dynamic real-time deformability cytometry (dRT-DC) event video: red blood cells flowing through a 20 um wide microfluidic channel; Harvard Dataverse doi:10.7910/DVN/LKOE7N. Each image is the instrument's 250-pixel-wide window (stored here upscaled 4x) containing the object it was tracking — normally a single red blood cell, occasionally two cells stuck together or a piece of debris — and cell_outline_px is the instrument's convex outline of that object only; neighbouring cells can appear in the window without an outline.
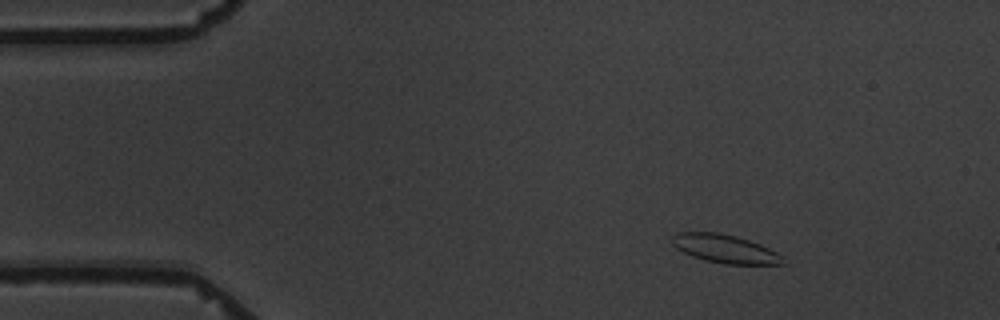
{"species": "common noctule bat (a hibernating species)", "species_latin": "Nyctalus noctula", "temperature_condition": "warm", "stored_images_in_passage": 8, "camera_frame_rate_fps": 3000, "um_per_image_px": 0.085, "animal": {"sex": "male", "body_mass_g": 19.5, "forearm_length_mm": 54.6}, "frame": {"image": 1, "passage_image": 1, "time_ms": 0.0, "image_size_px": [1000, 320], "cell_outline_px": [[784, 264], [724, 264], [704, 260], [692, 256], [676, 248], [672, 244], [672, 236], [676, 232], [716, 232], [736, 236], [760, 244], [784, 256]], "centroid_in_image_um": [61.61, 21.14], "position_along_channel_um": 23.4, "area_um2": 18.32}}
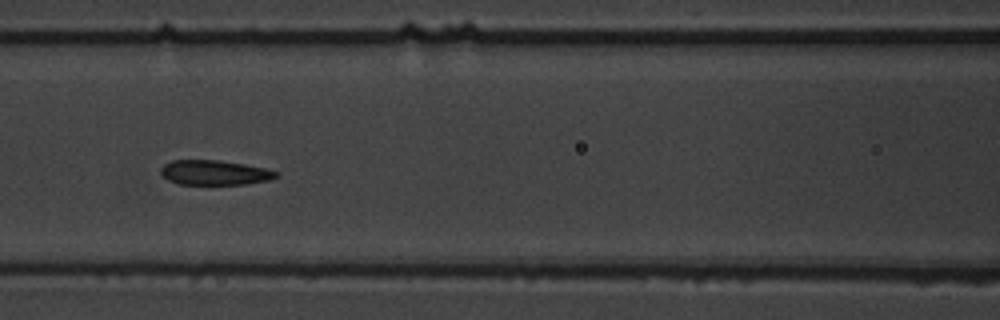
{"frame": {"image": 2, "passage_image": 6, "time_ms": 5.667, "image_size_px": [1000, 320], "cell_outline_px": [[280, 176], [268, 180], [248, 184], [180, 184], [168, 180], [160, 172], [160, 168], [164, 164], [172, 160], [220, 160], [244, 164], [264, 168], [280, 172]], "centroid_in_image_um": [18.26, 14.67], "position_along_channel_um": 148.3, "area_um2": 16.7}}
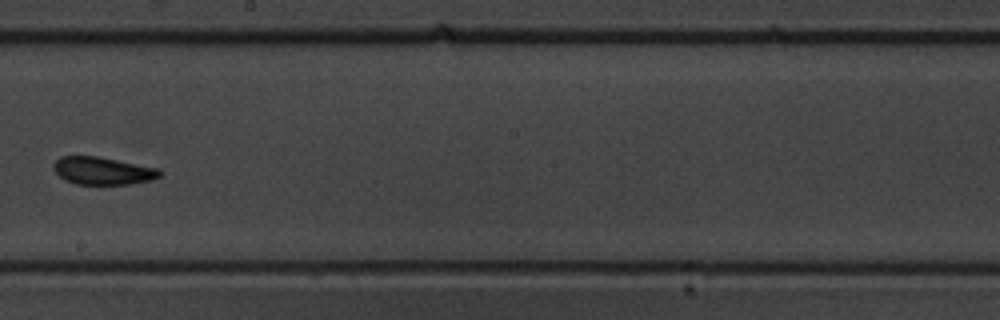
{"frame": {"image": 3, "passage_image": 8, "time_ms": 8.333, "image_size_px": [1000, 320], "cell_outline_px": [[164, 172], [160, 176], [152, 180], [132, 184], [76, 184], [64, 180], [52, 168], [52, 164], [60, 156], [96, 156], [160, 168]], "centroid_in_image_um": [8.75, 14.52], "position_along_channel_um": 239.4, "area_um2": 17.28}}